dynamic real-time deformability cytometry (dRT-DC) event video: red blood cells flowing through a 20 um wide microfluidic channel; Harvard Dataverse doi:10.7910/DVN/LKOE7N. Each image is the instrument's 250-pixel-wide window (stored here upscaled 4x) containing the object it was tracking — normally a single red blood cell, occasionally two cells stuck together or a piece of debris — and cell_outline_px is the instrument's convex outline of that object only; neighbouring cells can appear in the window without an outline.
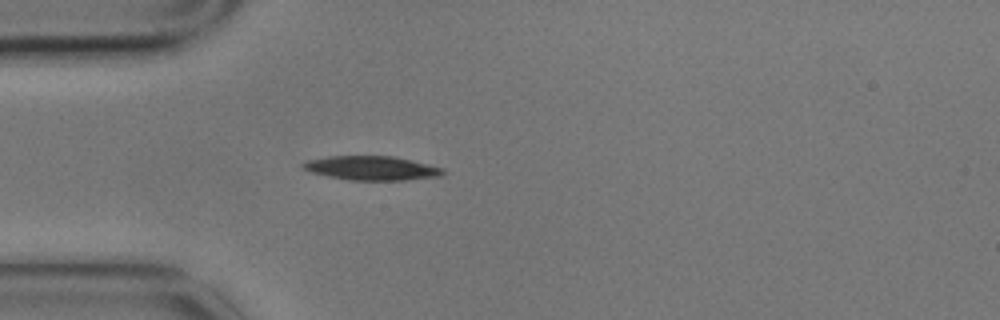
{"species": "common noctule bat (a hibernating species)", "species_latin": "Nyctalus noctula", "temperature_condition": "cold", "stored_images_in_passage": 1, "camera_frame_rate_fps": 3000, "um_per_image_px": 0.085, "animal": {"sex": "male", "body_mass_g": 17.9}, "frame": {"image": 1, "passage_image": 1, "time_ms": 0.0, "image_size_px": [1000, 320], "cell_outline_px": [[448, 172], [440, 176], [404, 180], [348, 180], [328, 176], [312, 172], [300, 168], [300, 164], [308, 160], [328, 156], [392, 156], [428, 164], [444, 168]], "centroid_in_image_um": [31.59, 14.29], "position_along_channel_um": 53.4, "area_um2": 19.71}}